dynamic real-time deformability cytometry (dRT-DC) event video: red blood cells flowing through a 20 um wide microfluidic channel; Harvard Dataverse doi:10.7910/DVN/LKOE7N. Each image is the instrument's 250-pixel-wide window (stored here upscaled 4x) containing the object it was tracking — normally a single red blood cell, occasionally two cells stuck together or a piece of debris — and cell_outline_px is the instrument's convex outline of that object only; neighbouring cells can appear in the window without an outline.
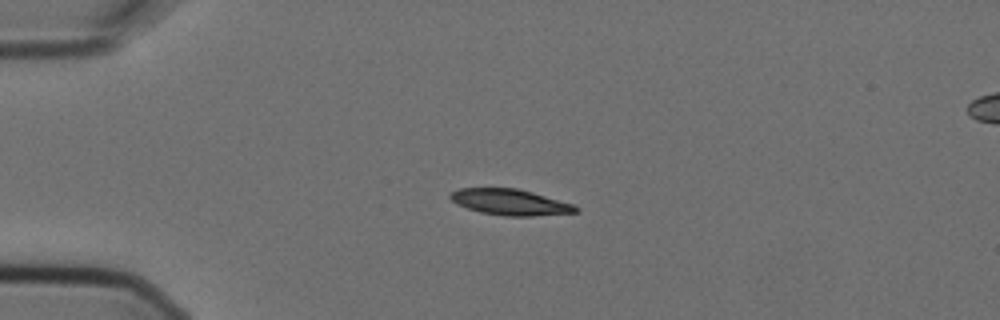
{"species": "Egyptian fruit bat (a non-hibernating species)", "species_latin": "Rousettus aegyptiacus", "temperature_condition": "cold", "stored_images_in_passage": 5, "camera_frame_rate_fps": 3000, "um_per_image_px": 0.085, "animal": {"sex": "female"}, "frame": {"image": 1, "passage_image": 3, "time_ms": 0.667, "image_size_px": [1000, 320], "cell_outline_px": [[580, 212], [532, 216], [504, 216], [480, 212], [456, 204], [448, 196], [452, 192], [460, 188], [520, 188], [572, 204], [580, 208]], "centroid_in_image_um": [43.38, 17.18], "position_along_channel_um": 41.6, "area_um2": 19.02}}
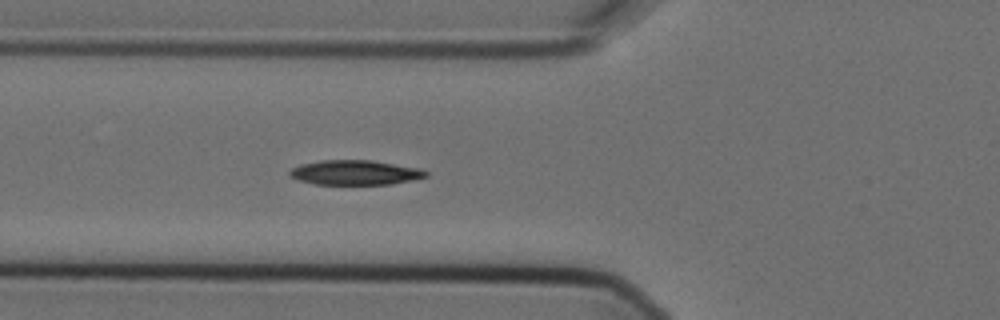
{"frame": {"image": 2, "passage_image": 5, "time_ms": 1.333, "image_size_px": [1000, 320], "cell_outline_px": [[428, 176], [392, 184], [316, 184], [300, 180], [288, 176], [288, 172], [292, 168], [300, 164], [320, 160], [372, 160], [424, 168], [428, 172]], "centroid_in_image_um": [30.21, 14.65], "position_along_channel_um": 95.6, "area_um2": 19.77}}